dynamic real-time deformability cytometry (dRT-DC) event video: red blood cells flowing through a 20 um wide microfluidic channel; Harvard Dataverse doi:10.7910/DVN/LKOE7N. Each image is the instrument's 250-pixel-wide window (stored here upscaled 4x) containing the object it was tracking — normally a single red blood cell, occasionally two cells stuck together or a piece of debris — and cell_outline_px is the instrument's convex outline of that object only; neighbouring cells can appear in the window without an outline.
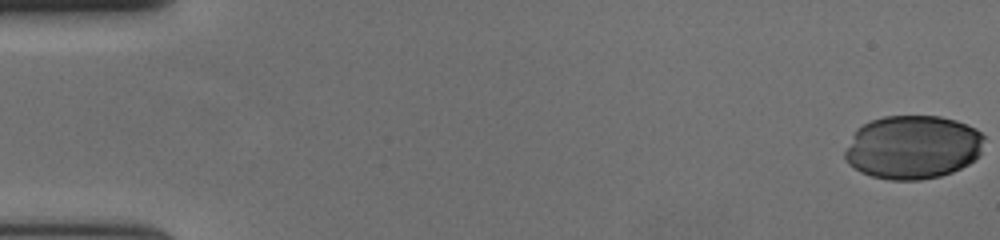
{"species": "human", "species_latin": "Homo sapiens", "temperature_condition": "cold", "stored_images_in_passage": 58, "camera_frame_rate_fps": 3000, "um_per_image_px": 0.085, "donor": {"sex": "female"}, "frame": {"image": 1, "passage_image": 1, "time_ms": 0.0, "image_size_px": [1000, 240], "cell_outline_px": [[984, 136], [980, 152], [968, 164], [952, 172], [940, 176], [920, 180], [888, 180], [872, 176], [860, 172], [848, 164], [844, 156], [844, 152], [856, 128], [872, 120], [884, 116], [940, 116], [956, 120], [980, 132]], "centroid_in_image_um": [77.54, 12.51], "position_along_channel_um": 7.5, "area_um2": 51.56}}
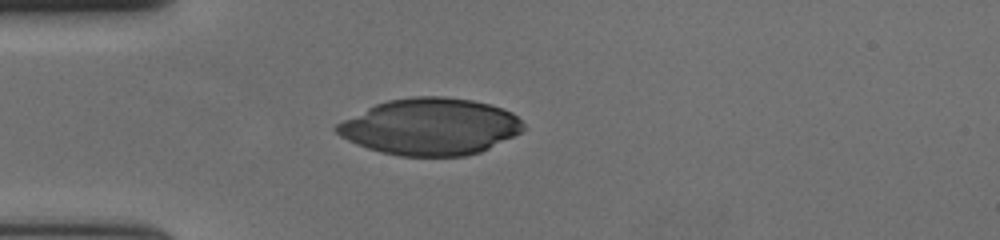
{"frame": {"image": 2, "passage_image": 17, "time_ms": 5.333, "image_size_px": [1000, 240], "cell_outline_px": [[524, 128], [520, 132], [480, 152], [464, 156], [400, 156], [380, 152], [356, 144], [340, 136], [332, 128], [336, 124], [376, 104], [388, 100], [412, 96], [444, 96], [472, 100], [488, 104], [512, 112], [524, 124]], "centroid_in_image_um": [36.54, 10.77], "position_along_channel_um": 48.5, "area_um2": 61.27}}